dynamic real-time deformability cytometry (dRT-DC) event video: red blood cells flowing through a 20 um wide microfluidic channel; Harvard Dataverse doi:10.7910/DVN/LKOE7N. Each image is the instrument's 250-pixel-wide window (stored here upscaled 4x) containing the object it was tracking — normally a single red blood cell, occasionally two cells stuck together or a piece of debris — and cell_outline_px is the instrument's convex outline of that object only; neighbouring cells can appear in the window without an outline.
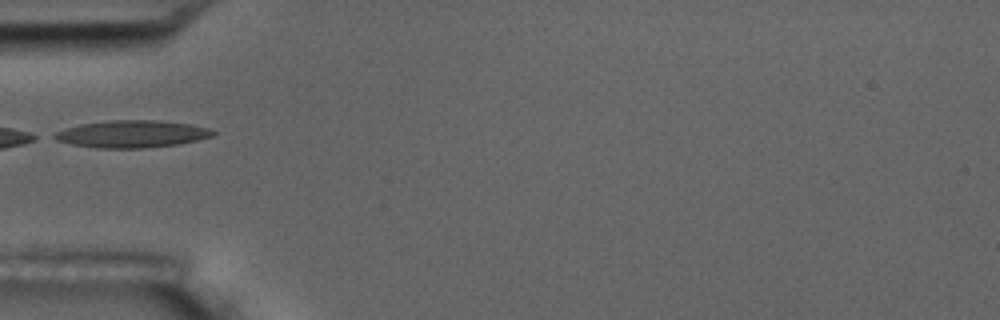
{"species": "common noctule bat (a hibernating species)", "species_latin": "Nyctalus noctula", "temperature_condition": "room temperature", "stored_images_in_passage": 7, "camera_frame_rate_fps": 3000, "um_per_image_px": 0.085, "animal": {"sex": "male", "body_mass_g": 17.5, "forearm_length_mm": 52.3}, "frame": {"image": 1, "passage_image": 5, "time_ms": 5.667, "image_size_px": [1000, 320], "cell_outline_px": [[216, 132], [212, 136], [196, 140], [176, 144], [144, 148], [96, 148], [72, 144], [56, 140], [48, 136], [64, 128], [80, 124], [108, 120], [160, 120], [192, 124], [208, 128]], "centroid_in_image_um": [11.16, 11.38], "position_along_channel_um": 73.8, "area_um2": 25.26}}